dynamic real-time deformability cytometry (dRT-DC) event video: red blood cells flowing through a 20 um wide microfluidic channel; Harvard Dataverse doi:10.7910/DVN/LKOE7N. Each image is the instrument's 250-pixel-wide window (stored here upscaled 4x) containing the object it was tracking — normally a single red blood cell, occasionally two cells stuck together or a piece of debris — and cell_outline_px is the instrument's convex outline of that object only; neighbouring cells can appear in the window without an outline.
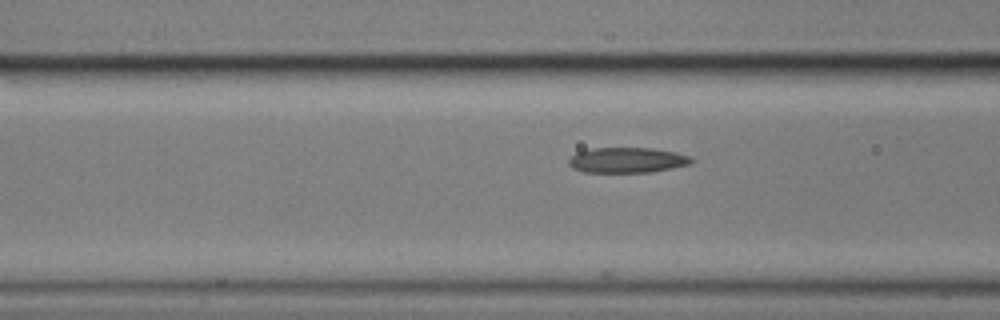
{"species": "common noctule bat (a hibernating species)", "species_latin": "Nyctalus noctula", "temperature_condition": "cold", "stored_images_in_passage": 11, "camera_frame_rate_fps": 3000, "um_per_image_px": 0.085, "animal": {"sex": "male", "body_mass_g": 17.9}, "frame": {"image": 1, "passage_image": 7, "time_ms": 2.0, "image_size_px": [1000, 320], "cell_outline_px": [[696, 160], [692, 164], [652, 172], [584, 172], [572, 168], [568, 164], [568, 160], [576, 152], [592, 148], [652, 148], [676, 152], [688, 156]], "centroid_in_image_um": [53.32, 13.61], "position_along_channel_um": 113.3, "area_um2": 18.26}}